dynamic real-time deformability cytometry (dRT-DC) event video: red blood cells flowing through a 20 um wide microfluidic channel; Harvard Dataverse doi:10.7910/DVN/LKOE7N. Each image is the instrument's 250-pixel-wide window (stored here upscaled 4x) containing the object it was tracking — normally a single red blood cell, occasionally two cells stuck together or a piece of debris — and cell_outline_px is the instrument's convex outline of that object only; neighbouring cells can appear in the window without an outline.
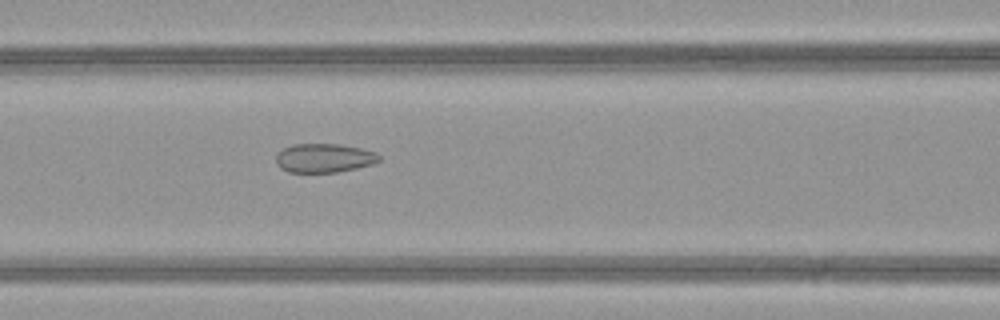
{"species": "common noctule bat (a hibernating species)", "species_latin": "Nyctalus noctula", "temperature_condition": "warm", "stored_images_in_passage": 31, "camera_frame_rate_fps": 3000, "um_per_image_px": 0.085, "animal": {"sex": "female", "body_mass_g": 21.9}, "frame": {"image": 1, "passage_image": 8, "time_ms": 2.333, "image_size_px": [1000, 320], "cell_outline_px": [[380, 160], [372, 164], [356, 168], [336, 172], [288, 172], [280, 168], [276, 164], [276, 156], [284, 148], [292, 144], [340, 144], [360, 148], [376, 152], [380, 156]], "centroid_in_image_um": [27.54, 13.43], "position_along_channel_um": 139.1, "area_um2": 17.34}}
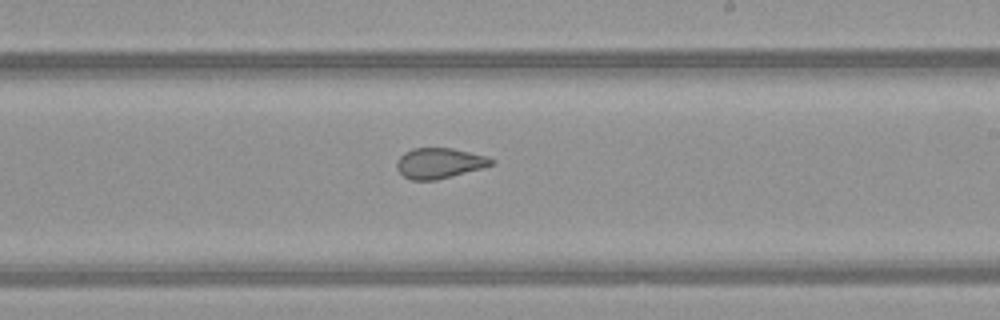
{"frame": {"image": 2, "passage_image": 16, "time_ms": 5.0, "image_size_px": [1000, 320], "cell_outline_px": [[496, 164], [484, 168], [436, 180], [412, 180], [404, 176], [396, 168], [396, 164], [400, 156], [404, 152], [412, 148], [452, 148], [488, 156], [496, 160]], "centroid_in_image_um": [37.4, 13.86], "position_along_channel_um": 251.6, "area_um2": 16.99}}
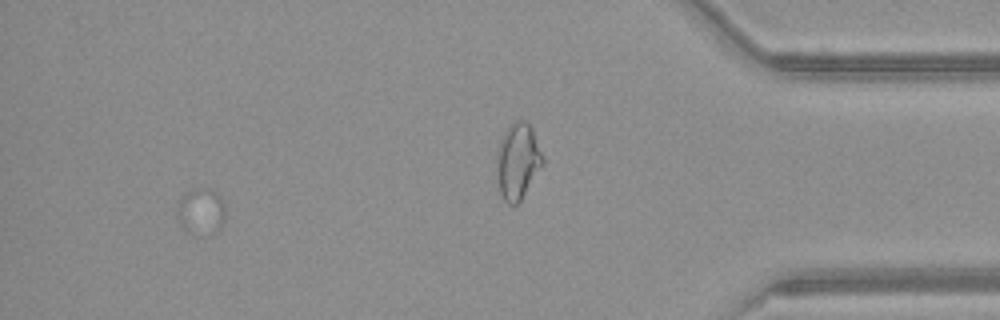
{"frame": {"image": 3, "passage_image": 27, "time_ms": 8.667, "image_size_px": [1000, 320], "cell_outline_px": [[224, 220], [220, 228], [216, 232], [208, 236], [192, 236], [180, 224], [176, 216], [176, 204], [180, 196], [188, 192], [200, 188], [208, 188], [220, 196], [224, 204]], "centroid_in_image_um": [17.05, 18.02], "position_along_channel_um": 418.2, "area_um2": 13.47}, "authors_computed_cell_mechanics": {"area_um2": 17.34, "velocity_mm_per_s": 4.2185, "shape_relaxation_time_tau1_ms": null, "shape_relaxation_time_tau2_ms": 1.0889, "deformation_change_tau1": null, "deformation_change_tau2": 0.0714}}